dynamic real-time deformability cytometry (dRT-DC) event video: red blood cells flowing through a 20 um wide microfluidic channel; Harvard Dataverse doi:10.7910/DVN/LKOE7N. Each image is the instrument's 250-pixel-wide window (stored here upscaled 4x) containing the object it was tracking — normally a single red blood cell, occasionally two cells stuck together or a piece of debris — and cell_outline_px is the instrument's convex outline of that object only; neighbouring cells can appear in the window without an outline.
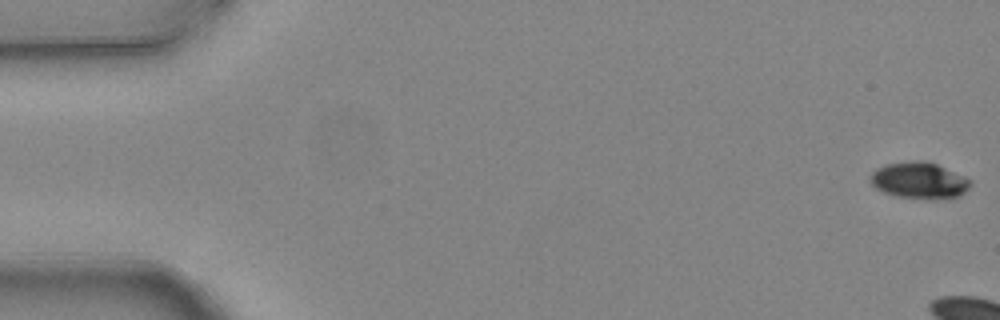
{"species": "common noctule bat (a hibernating species)", "species_latin": "Nyctalus noctula", "temperature_condition": "warm", "stored_images_in_passage": 3, "camera_frame_rate_fps": 3000, "um_per_image_px": 0.085, "animal": {"sex": "female", "body_mass_g": 24.6, "forearm_length_mm": 56.2}, "frame": {"image": 1, "passage_image": 1, "time_ms": 0.0, "image_size_px": [1000, 320], "cell_outline_px": [[972, 184], [960, 196], [936, 200], [896, 196], [884, 192], [876, 188], [868, 180], [868, 176], [876, 168], [884, 164], [912, 160], [924, 160], [936, 164], [964, 176], [972, 180]], "centroid_in_image_um": [78.11, 15.33], "position_along_channel_um": 6.9, "area_um2": 21.56}}